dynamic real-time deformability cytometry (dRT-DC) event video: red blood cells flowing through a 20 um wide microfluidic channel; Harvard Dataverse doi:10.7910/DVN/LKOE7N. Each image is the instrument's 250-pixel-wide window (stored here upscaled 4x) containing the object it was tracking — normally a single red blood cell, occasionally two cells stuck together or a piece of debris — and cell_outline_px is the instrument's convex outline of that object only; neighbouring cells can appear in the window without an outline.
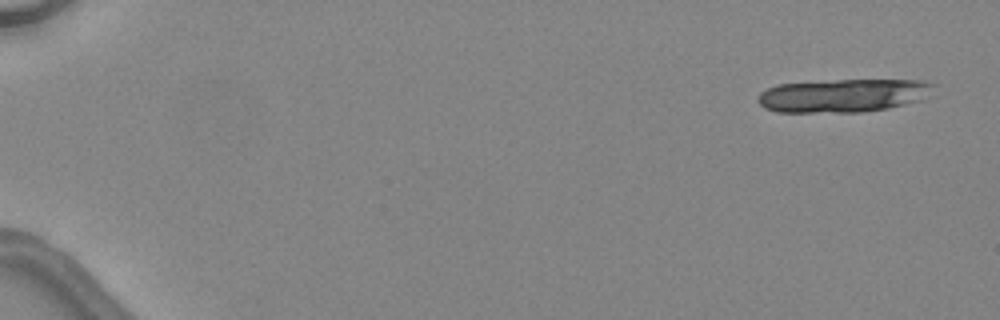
{"species": "common noctule bat (a hibernating species)", "species_latin": "Nyctalus noctula", "temperature_condition": "warm", "stored_images_in_passage": 4, "camera_frame_rate_fps": 3000, "um_per_image_px": 0.085, "animal": {"sex": "female", "body_mass_g": 24.6, "forearm_length_mm": 56.2}, "frame": {"image": 1, "passage_image": 1, "time_ms": 0.0, "image_size_px": [1000, 320], "cell_outline_px": [[936, 96], [924, 100], [888, 108], [860, 112], [776, 112], [764, 108], [756, 100], [760, 92], [768, 88], [780, 84], [836, 80], [924, 80], [936, 84]], "centroid_in_image_um": [71.8, 8.12], "position_along_channel_um": 13.2, "area_um2": 34.74}}